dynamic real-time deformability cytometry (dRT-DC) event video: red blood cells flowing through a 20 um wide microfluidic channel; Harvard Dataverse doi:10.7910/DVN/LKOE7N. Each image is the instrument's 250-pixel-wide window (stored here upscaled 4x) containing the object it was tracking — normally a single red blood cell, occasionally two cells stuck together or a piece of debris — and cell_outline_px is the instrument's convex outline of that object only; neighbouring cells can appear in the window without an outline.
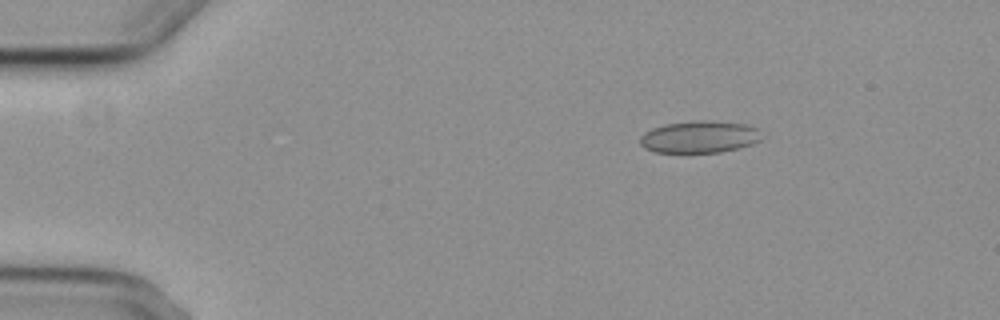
{"species": "common noctule bat (a hibernating species)", "species_latin": "Nyctalus noctula", "temperature_condition": "cold", "stored_images_in_passage": 3, "camera_frame_rate_fps": 3000, "um_per_image_px": 0.085, "animal": {"sex": "female", "body_mass_g": 29.2, "forearm_length_mm": 56.3}, "frame": {"image": 1, "passage_image": 1, "time_ms": 0.0, "image_size_px": [1000, 320], "cell_outline_px": [[760, 140], [752, 144], [740, 148], [720, 152], [656, 152], [644, 148], [640, 144], [640, 136], [644, 132], [652, 128], [664, 124], [700, 120], [704, 120], [744, 124], [756, 128]], "centroid_in_image_um": [59.4, 11.64], "position_along_channel_um": 25.6, "area_um2": 22.48}}
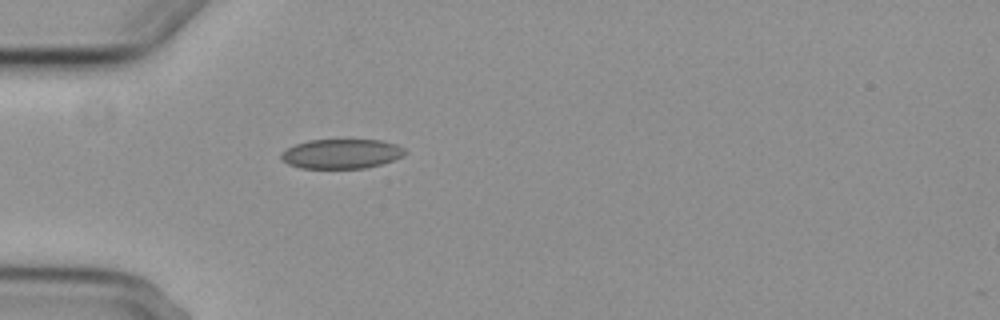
{"frame": {"image": 2, "passage_image": 3, "time_ms": 2.667, "image_size_px": [1000, 320], "cell_outline_px": [[408, 152], [392, 160], [380, 164], [364, 168], [300, 168], [288, 164], [280, 156], [280, 152], [296, 144], [308, 140], [380, 140], [396, 144], [404, 148]], "centroid_in_image_um": [29.0, 13.07], "position_along_channel_um": 56.0, "area_um2": 21.15}}